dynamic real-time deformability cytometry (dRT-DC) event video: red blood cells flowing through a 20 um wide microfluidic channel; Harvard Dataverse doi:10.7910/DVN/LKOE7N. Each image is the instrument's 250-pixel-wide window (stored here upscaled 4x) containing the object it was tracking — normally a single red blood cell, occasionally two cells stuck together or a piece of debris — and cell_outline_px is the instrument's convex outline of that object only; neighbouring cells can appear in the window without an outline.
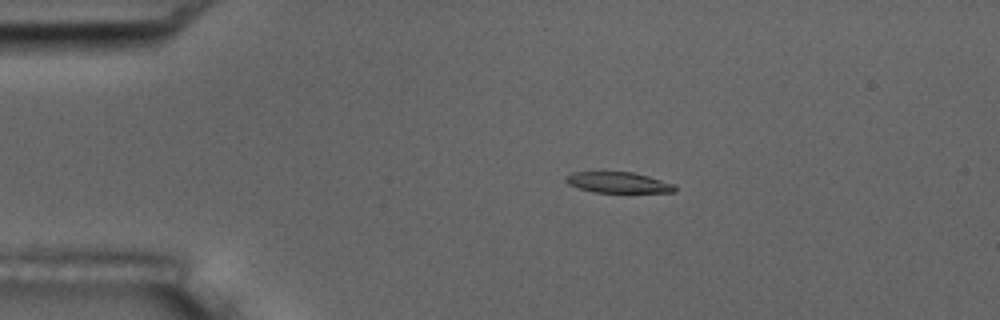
{"species": "common noctule bat (a hibernating species)", "species_latin": "Nyctalus noctula", "temperature_condition": "room temperature", "stored_images_in_passage": 4, "camera_frame_rate_fps": 3000, "um_per_image_px": 0.085, "animal": {"sex": "male", "body_mass_g": 17.5, "forearm_length_mm": 52.3}, "frame": {"image": 1, "passage_image": 3, "time_ms": 3.0, "image_size_px": [1000, 320], "cell_outline_px": [[676, 192], [592, 192], [568, 184], [564, 180], [564, 176], [572, 172], [632, 172], [648, 176], [676, 184]], "centroid_in_image_um": [52.54, 15.51], "position_along_channel_um": 32.5, "area_um2": 13.24}}